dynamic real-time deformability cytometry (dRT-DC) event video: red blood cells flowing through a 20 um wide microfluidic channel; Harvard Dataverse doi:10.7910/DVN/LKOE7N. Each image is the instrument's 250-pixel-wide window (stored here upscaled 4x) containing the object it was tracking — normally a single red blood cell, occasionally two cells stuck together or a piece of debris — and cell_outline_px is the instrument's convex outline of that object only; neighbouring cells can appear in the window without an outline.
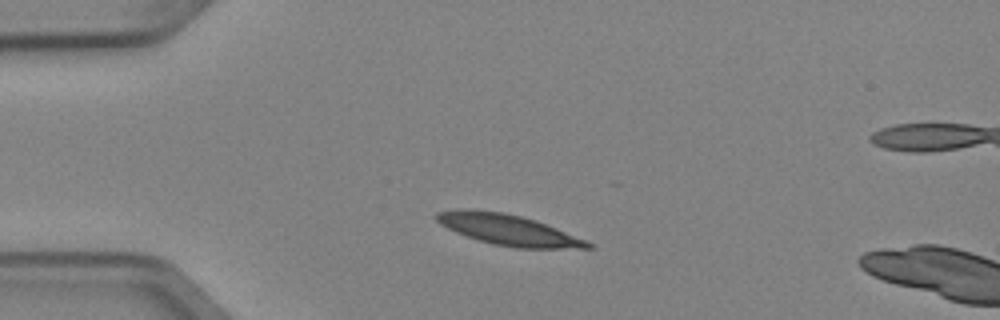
{"species": "Egyptian fruit bat (a non-hibernating species)", "species_latin": "Rousettus aegyptiacus", "temperature_condition": "cold", "stored_images_in_passage": 3, "camera_frame_rate_fps": 3000, "um_per_image_px": 0.085, "animal": {"sex": "female"}, "frame": {"image": 1, "passage_image": 2, "time_ms": 0.333, "image_size_px": [1000, 320], "cell_outline_px": [[596, 248], [516, 248], [492, 244], [456, 232], [440, 224], [432, 216], [436, 212], [460, 208], [464, 208], [504, 212], [536, 220], [588, 240]], "centroid_in_image_um": [43.2, 19.52], "position_along_channel_um": 41.8, "area_um2": 27.22}}